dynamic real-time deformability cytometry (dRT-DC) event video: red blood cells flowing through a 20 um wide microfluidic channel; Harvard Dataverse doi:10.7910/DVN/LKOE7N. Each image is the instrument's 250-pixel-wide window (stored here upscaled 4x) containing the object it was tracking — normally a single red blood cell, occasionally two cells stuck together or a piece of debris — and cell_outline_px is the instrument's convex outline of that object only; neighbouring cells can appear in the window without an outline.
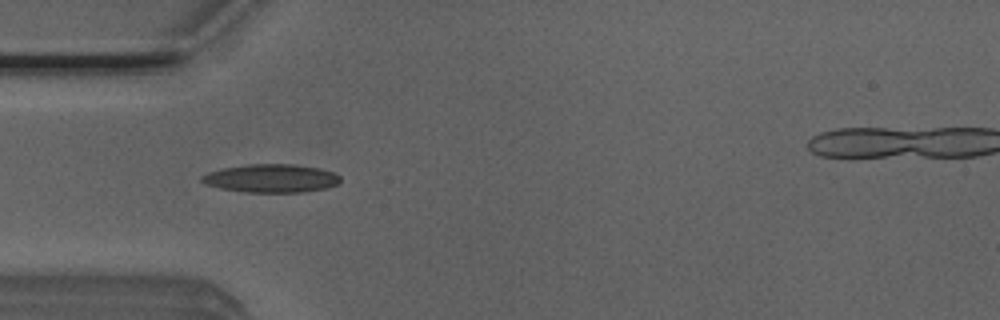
{"species": "Egyptian fruit bat (a non-hibernating species)", "species_latin": "Rousettus aegyptiacus", "temperature_condition": "room temperature", "stored_images_in_passage": 7, "camera_frame_rate_fps": 3000, "um_per_image_px": 0.085, "animal": {"sex": "male"}, "frame": {"image": 1, "passage_image": 5, "time_ms": 1.333, "image_size_px": [1000, 320], "cell_outline_px": [[340, 184], [328, 188], [304, 192], [244, 192], [220, 188], [204, 184], [200, 180], [200, 176], [208, 172], [224, 168], [248, 164], [292, 164], [320, 168], [332, 172], [340, 176]], "centroid_in_image_um": [23.06, 15.16], "position_along_channel_um": 61.9, "area_um2": 23.0}}